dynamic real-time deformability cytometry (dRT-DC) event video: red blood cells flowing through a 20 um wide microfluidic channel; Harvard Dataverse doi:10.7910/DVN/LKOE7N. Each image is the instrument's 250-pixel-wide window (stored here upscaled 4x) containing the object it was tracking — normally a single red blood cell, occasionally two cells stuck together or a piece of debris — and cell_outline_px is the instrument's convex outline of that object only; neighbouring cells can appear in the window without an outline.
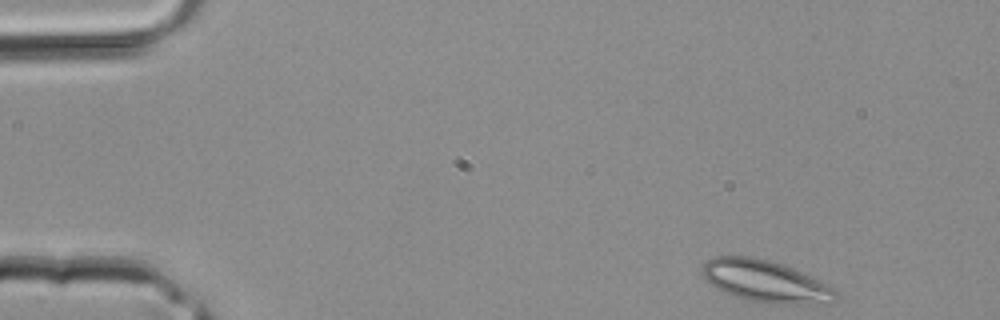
{"species": "common noctule bat (a hibernating species)", "species_latin": "Nyctalus noctula", "temperature_condition": "room temperature", "stored_images_in_passage": 36, "camera_frame_rate_fps": 3000, "um_per_image_px": 0.085, "animal": {"sex": "male", "body_mass_g": 20.4}, "frame": {"image": 1, "passage_image": 1, "time_ms": 0.0, "image_size_px": [1000, 320], "cell_outline_px": [[840, 296], [832, 304], [764, 304], [748, 300], [736, 296], [712, 284], [700, 272], [700, 268], [708, 260], [716, 256], [752, 256], [768, 260], [792, 268], [828, 284], [836, 288], [840, 292]], "centroid_in_image_um": [65.17, 23.93], "position_along_channel_um": 19.8, "area_um2": 32.77}}
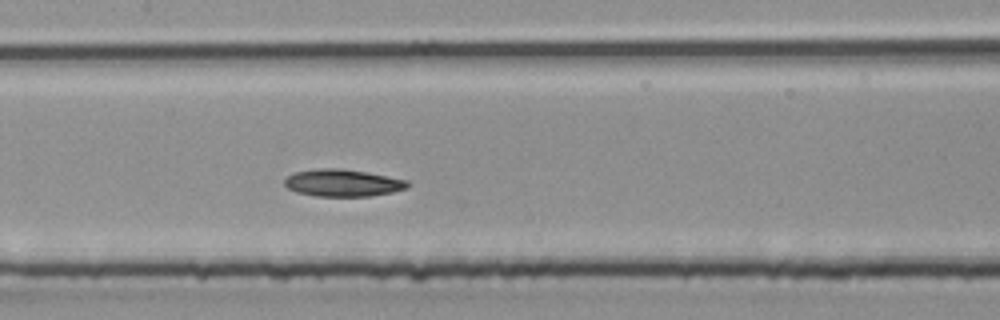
{"frame": {"image": 2, "passage_image": 16, "time_ms": 5.0, "image_size_px": [1000, 320], "cell_outline_px": [[412, 184], [408, 188], [392, 192], [372, 196], [316, 196], [296, 192], [288, 188], [284, 184], [284, 180], [292, 172], [320, 168], [340, 168], [368, 172], [408, 180]], "centroid_in_image_um": [29.16, 15.54], "position_along_channel_um": 178.2, "area_um2": 19.71}}
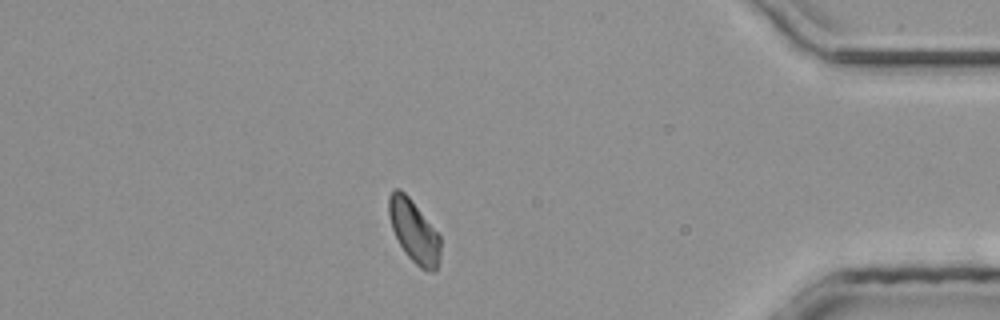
{"frame": {"image": 3, "passage_image": 31, "time_ms": 10.0, "image_size_px": [1000, 320], "cell_outline_px": [[440, 260], [436, 272], [432, 272], [420, 268], [404, 252], [392, 228], [388, 212], [388, 196], [392, 188], [400, 188], [412, 200], [440, 236]], "centroid_in_image_um": [35.18, 19.65], "position_along_channel_um": 400.0, "area_um2": 18.84}}